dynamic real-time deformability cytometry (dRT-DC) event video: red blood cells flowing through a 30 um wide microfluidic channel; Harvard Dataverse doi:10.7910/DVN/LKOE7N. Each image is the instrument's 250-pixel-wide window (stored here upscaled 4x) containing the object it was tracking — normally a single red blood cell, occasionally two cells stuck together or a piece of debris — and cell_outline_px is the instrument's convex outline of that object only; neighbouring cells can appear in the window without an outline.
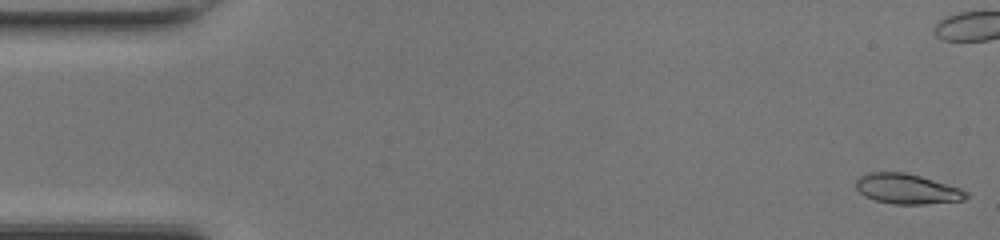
{"species": "common noctule bat (a hibernating species)", "species_latin": "Nyctalus noctula", "temperature_condition": "room temperature", "stored_images_in_passage": 49, "camera_frame_rate_fps": 3000, "um_per_image_px": 0.085, "animal": {"sex": "female", "body_mass_g": 17.0, "forearm_length_mm": 48.0}, "frame": {"image": 1, "passage_image": 1, "time_ms": 0.0, "image_size_px": [1000, 240], "cell_outline_px": [[968, 196], [964, 200], [924, 204], [892, 204], [876, 200], [864, 196], [856, 188], [856, 180], [860, 176], [868, 172], [904, 172], [920, 176], [960, 188], [968, 192]], "centroid_in_image_um": [77.09, 16.06], "position_along_channel_um": 7.9, "area_um2": 19.25}}
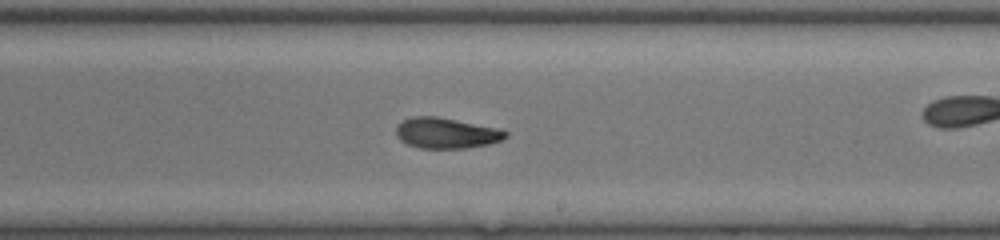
{"frame": {"image": 2, "passage_image": 28, "time_ms": 9.0, "image_size_px": [1000, 240], "cell_outline_px": [[508, 136], [500, 140], [488, 144], [464, 148], [420, 148], [408, 144], [400, 140], [396, 136], [396, 128], [404, 120], [412, 116], [436, 116], [496, 128], [508, 132]], "centroid_in_image_um": [37.91, 11.31], "position_along_channel_um": 251.1, "area_um2": 19.25}}
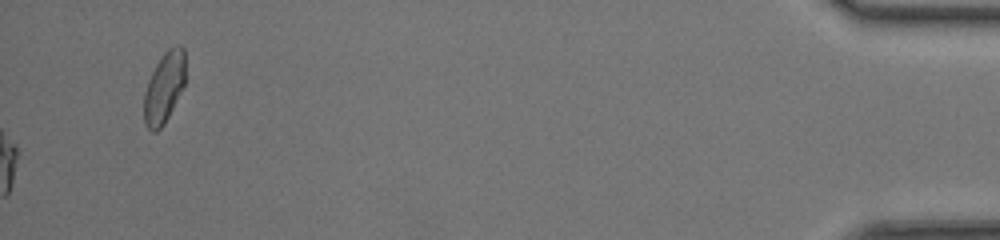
{"frame": {"image": 3, "passage_image": 49, "time_ms": 16.0, "image_size_px": [1000, 240], "cell_outline_px": [[184, 84], [164, 124], [156, 132], [152, 132], [144, 124], [144, 92], [148, 80], [156, 64], [164, 52], [168, 48], [176, 44], [180, 44], [184, 48]], "centroid_in_image_um": [13.93, 7.42], "position_along_channel_um": 421.3, "area_um2": 16.94}, "authors_computed_cell_mechanics": {"area_um2": 19.4208, "velocity_mm_per_s": 4.3184, "shape_relaxation_time_tau1_ms": 3.7391, "shape_relaxation_time_tau2_ms": 1.8059, "deformation_change_tau1": 0.1676, "deformation_change_tau2": 0.0828}}